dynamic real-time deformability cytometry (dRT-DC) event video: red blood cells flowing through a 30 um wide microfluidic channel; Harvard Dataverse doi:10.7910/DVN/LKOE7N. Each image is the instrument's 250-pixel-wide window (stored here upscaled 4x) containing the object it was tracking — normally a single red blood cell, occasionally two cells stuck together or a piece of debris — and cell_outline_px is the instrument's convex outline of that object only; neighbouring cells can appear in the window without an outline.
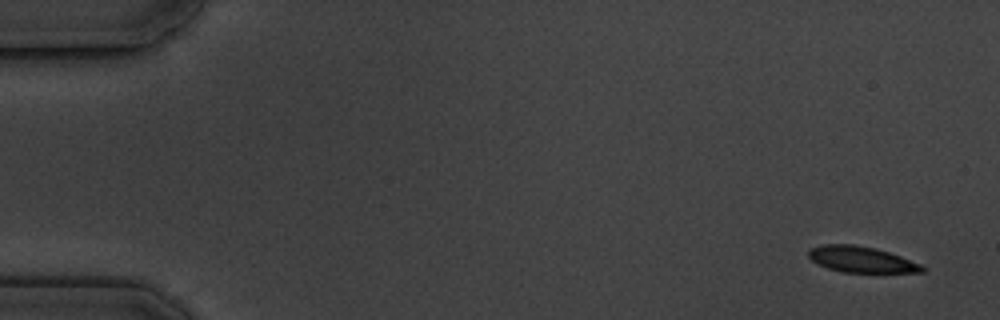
{"species": "common noctule bat (a hibernating species)", "species_latin": "Nyctalus noctula", "temperature_condition": "cold", "stored_images_in_passage": 6, "camera_frame_rate_fps": 3000, "um_per_image_px": 0.085, "animal": {"sex": "male", "body_mass_g": 19.5, "forearm_length_mm": 54.6}, "frame": {"image": 1, "passage_image": 1, "time_ms": 0.0, "image_size_px": [1000, 320], "cell_outline_px": [[928, 268], [924, 272], [844, 272], [828, 268], [812, 260], [808, 256], [808, 248], [824, 244], [856, 244], [876, 248], [900, 256], [920, 264]], "centroid_in_image_um": [73.21, 22.04], "position_along_channel_um": 11.8, "area_um2": 17.17}}